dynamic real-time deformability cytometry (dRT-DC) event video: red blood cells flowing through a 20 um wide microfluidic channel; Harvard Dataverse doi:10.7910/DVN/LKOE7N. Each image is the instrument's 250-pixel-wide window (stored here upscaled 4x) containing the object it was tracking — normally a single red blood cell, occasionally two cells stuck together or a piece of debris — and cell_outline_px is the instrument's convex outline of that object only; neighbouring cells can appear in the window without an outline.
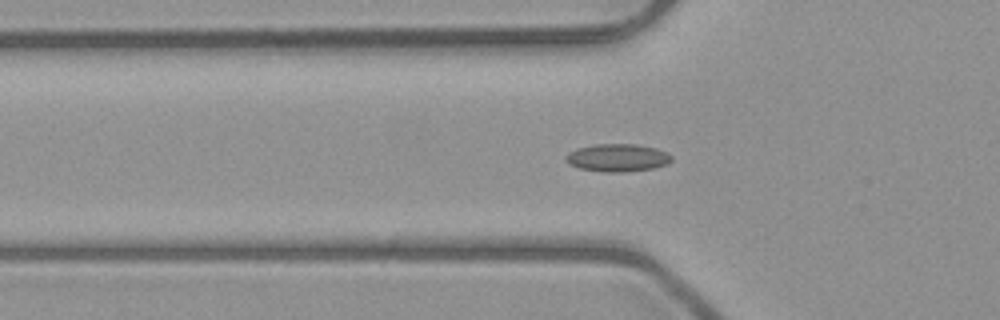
{"species": "common noctule bat (a hibernating species)", "species_latin": "Nyctalus noctula", "temperature_condition": "room temperature", "stored_images_in_passage": 39, "camera_frame_rate_fps": 3000, "um_per_image_px": 0.085, "animal": {"sex": "male", "body_mass_g": 23.1, "forearm_length_mm": 52.7}, "frame": {"image": 1, "passage_image": 4, "time_ms": 1.0, "image_size_px": [1000, 320], "cell_outline_px": [[672, 160], [668, 164], [652, 168], [624, 172], [604, 172], [580, 168], [568, 164], [564, 160], [564, 156], [568, 152], [576, 148], [592, 144], [636, 144], [656, 148], [672, 156]], "centroid_in_image_um": [52.43, 13.4], "position_along_channel_um": 73.4, "area_um2": 17.22}}
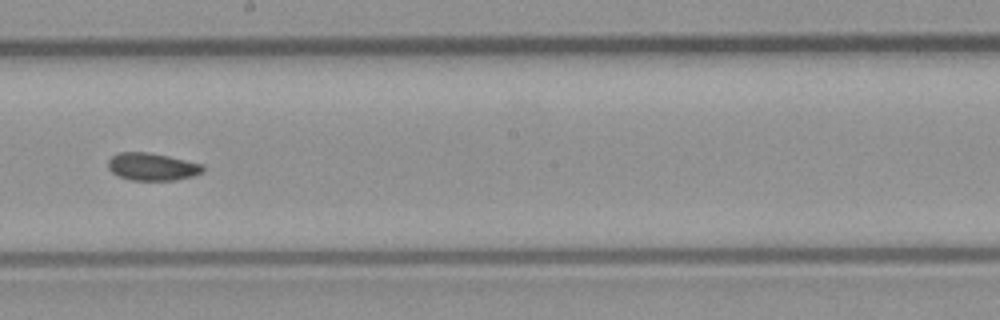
{"frame": {"image": 2, "passage_image": 16, "time_ms": 5.0, "image_size_px": [1000, 320], "cell_outline_px": [[204, 172], [192, 176], [176, 180], [132, 180], [120, 176], [112, 172], [108, 168], [108, 160], [116, 152], [148, 152], [168, 156], [204, 164]], "centroid_in_image_um": [12.95, 14.16], "position_along_channel_um": 235.3, "area_um2": 15.26}}
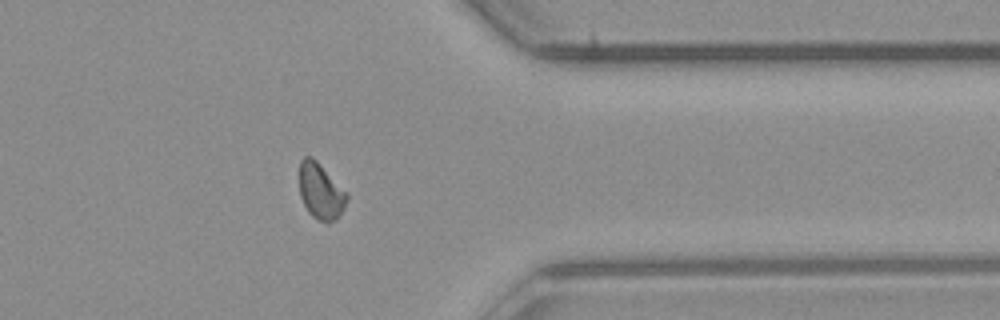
{"frame": {"image": 3, "passage_image": 28, "time_ms": 9.0, "image_size_px": [1000, 320], "cell_outline_px": [[348, 196], [344, 208], [336, 220], [328, 224], [312, 216], [308, 212], [300, 196], [300, 160], [304, 156], [312, 156], [348, 192]], "centroid_in_image_um": [27.27, 16.26], "position_along_channel_um": 384.1, "area_um2": 15.61}, "authors_computed_cell_mechanics": {"area_um2": 15.5482, "velocity_mm_per_s": 4.0222, "shape_relaxation_time_tau1_ms": null, "shape_relaxation_time_tau2_ms": 2.6236, "deformation_change_tau1": null, "deformation_change_tau2": 0.0665}}